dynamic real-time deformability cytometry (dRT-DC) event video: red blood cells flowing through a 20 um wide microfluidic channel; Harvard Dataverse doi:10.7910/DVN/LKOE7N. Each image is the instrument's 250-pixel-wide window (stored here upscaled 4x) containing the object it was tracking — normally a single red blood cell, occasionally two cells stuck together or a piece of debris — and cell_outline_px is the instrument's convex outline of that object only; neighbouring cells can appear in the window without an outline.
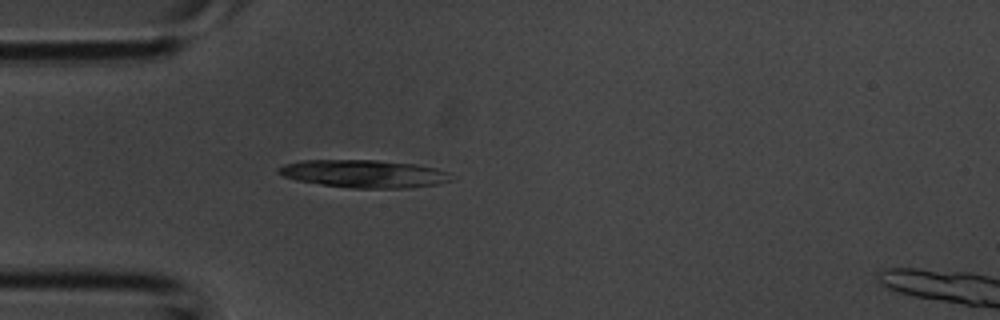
{"species": "common noctule bat (a hibernating species)", "species_latin": "Nyctalus noctula", "temperature_condition": "room temperature", "stored_images_in_passage": 5, "camera_frame_rate_fps": 3000, "um_per_image_px": 0.085, "animal": {"sex": "male", "body_mass_g": 20.1, "forearm_length_mm": 53.5}, "frame": {"image": 1, "passage_image": 4, "time_ms": 1.0, "image_size_px": [1000, 320], "cell_outline_px": [[452, 180], [436, 184], [412, 188], [352, 188], [320, 184], [296, 180], [284, 176], [276, 172], [276, 168], [284, 164], [300, 160], [376, 160], [416, 164], [436, 168], [448, 172]], "centroid_in_image_um": [30.91, 14.76], "position_along_channel_um": 54.1, "area_um2": 28.03}}